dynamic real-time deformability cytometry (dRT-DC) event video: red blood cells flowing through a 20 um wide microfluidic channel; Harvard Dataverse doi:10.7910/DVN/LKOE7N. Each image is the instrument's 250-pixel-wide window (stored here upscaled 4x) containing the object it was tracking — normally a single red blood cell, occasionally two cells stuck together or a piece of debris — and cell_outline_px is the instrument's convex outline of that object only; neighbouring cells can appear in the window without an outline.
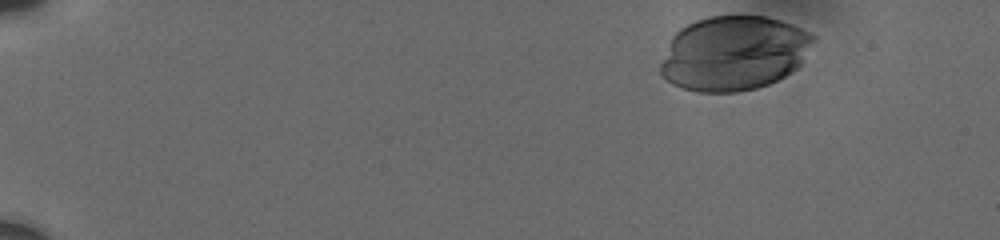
{"species": "human", "species_latin": "Homo sapiens", "temperature_condition": "cold", "stored_images_in_passage": 12, "camera_frame_rate_fps": 3000, "um_per_image_px": 0.085, "donor": {"sex": "male"}, "frame": {"image": 1, "passage_image": 1, "time_ms": 0.0, "image_size_px": [1000, 240], "cell_outline_px": [[816, 40], [800, 64], [792, 72], [768, 84], [756, 88], [736, 92], [696, 92], [672, 84], [660, 72], [660, 64], [668, 44], [672, 36], [680, 28], [696, 20], [712, 16], [764, 16], [780, 20], [792, 24], [816, 36]], "centroid_in_image_um": [62.38, 4.52], "position_along_channel_um": 22.6, "area_um2": 66.35}}